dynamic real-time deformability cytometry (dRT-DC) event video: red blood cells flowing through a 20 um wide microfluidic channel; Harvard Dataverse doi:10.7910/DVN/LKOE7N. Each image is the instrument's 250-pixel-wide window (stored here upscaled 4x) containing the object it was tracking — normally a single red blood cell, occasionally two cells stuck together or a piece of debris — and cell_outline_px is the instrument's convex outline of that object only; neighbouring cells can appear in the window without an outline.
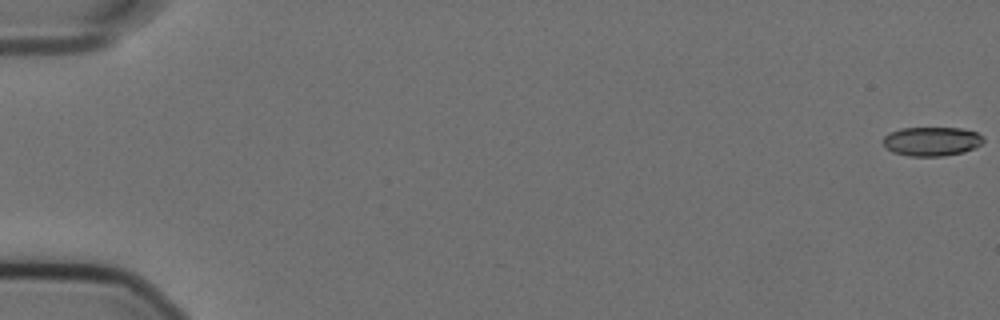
{"species": "Egyptian fruit bat (a non-hibernating species)", "species_latin": "Rousettus aegyptiacus", "temperature_condition": "cold", "stored_images_in_passage": 58, "camera_frame_rate_fps": 3000, "um_per_image_px": 0.085, "animal": {"sex": "female"}, "frame": {"image": 1, "passage_image": 1, "time_ms": 0.0, "image_size_px": [1000, 320], "cell_outline_px": [[984, 140], [976, 148], [964, 152], [944, 156], [908, 156], [892, 152], [880, 140], [888, 132], [900, 128], [960, 128], [976, 132], [984, 136]], "centroid_in_image_um": [79.18, 12.01], "position_along_channel_um": 5.8, "area_um2": 17.22}}
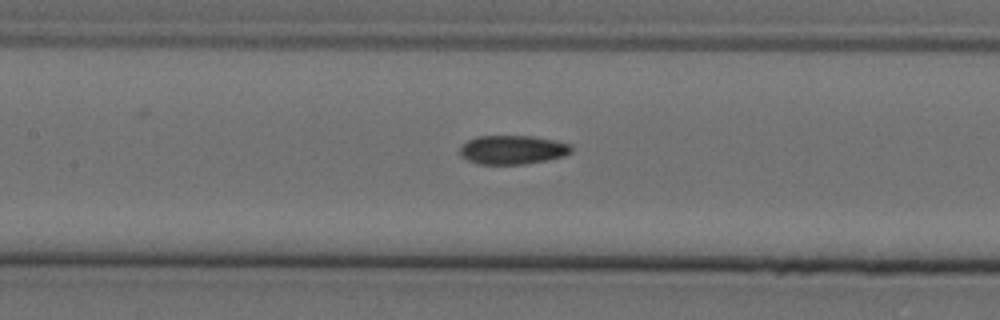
{"frame": {"image": 2, "passage_image": 28, "time_ms": 9.0, "image_size_px": [1000, 320], "cell_outline_px": [[572, 152], [564, 156], [548, 160], [524, 164], [476, 164], [460, 156], [460, 148], [468, 140], [476, 136], [532, 136], [572, 144]], "centroid_in_image_um": [43.57, 12.74], "position_along_channel_um": 163.8, "area_um2": 18.84}}
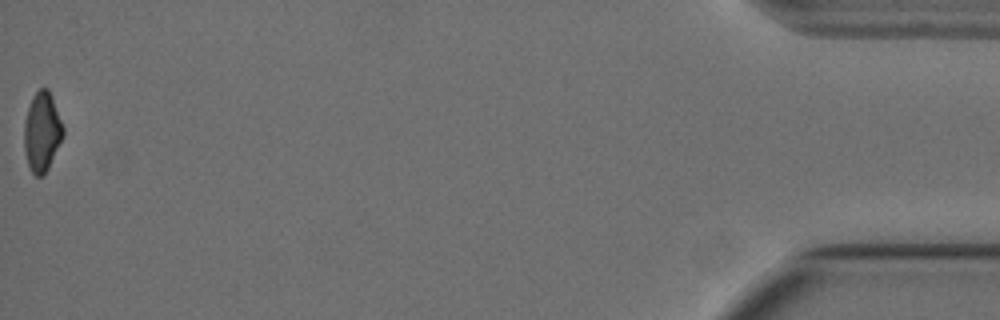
{"frame": {"image": 3, "passage_image": 58, "time_ms": 19.0, "image_size_px": [1000, 320], "cell_outline_px": [[64, 136], [44, 176], [36, 176], [32, 172], [28, 164], [24, 148], [24, 124], [28, 108], [32, 96], [40, 88], [48, 88], [52, 96], [64, 128]], "centroid_in_image_um": [3.58, 11.2], "position_along_channel_um": 431.6, "area_um2": 18.03}, "authors_computed_cell_mechanics": {"area_um2": 18.785, "velocity_mm_per_s": 3.6032, "shape_relaxation_time_tau1_ms": null, "shape_relaxation_time_tau2_ms": 4.3269, "deformation_change_tau1": null, "deformation_change_tau2": 0.099}}